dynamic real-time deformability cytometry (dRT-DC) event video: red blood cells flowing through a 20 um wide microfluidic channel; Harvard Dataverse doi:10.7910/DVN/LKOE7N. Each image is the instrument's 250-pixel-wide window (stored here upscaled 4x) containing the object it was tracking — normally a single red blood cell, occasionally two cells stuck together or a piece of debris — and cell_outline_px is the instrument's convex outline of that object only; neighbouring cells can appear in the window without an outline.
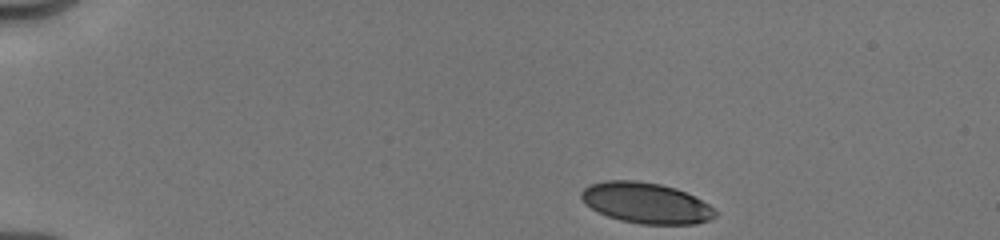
{"species": "human", "species_latin": "Homo sapiens", "temperature_condition": "cold", "stored_images_in_passage": 30, "camera_frame_rate_fps": 3000, "um_per_image_px": 0.085, "donor": {"sex": "male"}, "frame": {"image": 1, "passage_image": 1, "time_ms": 0.0, "image_size_px": [1000, 240], "cell_outline_px": [[716, 216], [708, 220], [696, 224], [640, 224], [620, 220], [608, 216], [592, 208], [580, 196], [580, 192], [588, 184], [608, 180], [636, 180], [660, 184], [676, 188], [708, 204], [716, 212]], "centroid_in_image_um": [54.9, 17.25], "position_along_channel_um": 30.1, "area_um2": 31.5}}
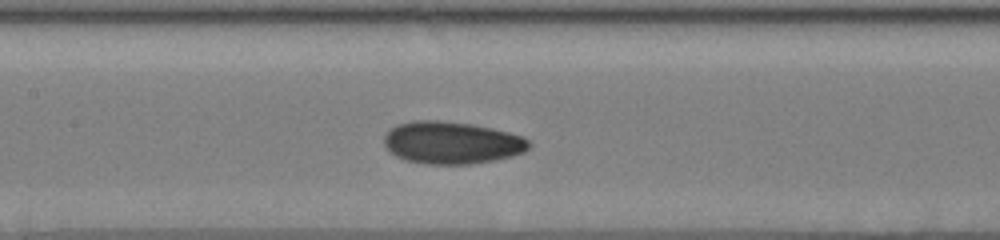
{"frame": {"image": 2, "passage_image": 13, "time_ms": 5.667, "image_size_px": [1000, 240], "cell_outline_px": [[532, 144], [524, 152], [512, 156], [492, 160], [468, 164], [424, 164], [404, 160], [388, 152], [384, 144], [384, 136], [396, 124], [412, 120], [436, 120], [472, 124], [492, 128], [524, 136], [532, 140]], "centroid_in_image_um": [38.4, 12.13], "position_along_channel_um": 169.0, "area_um2": 36.07}}
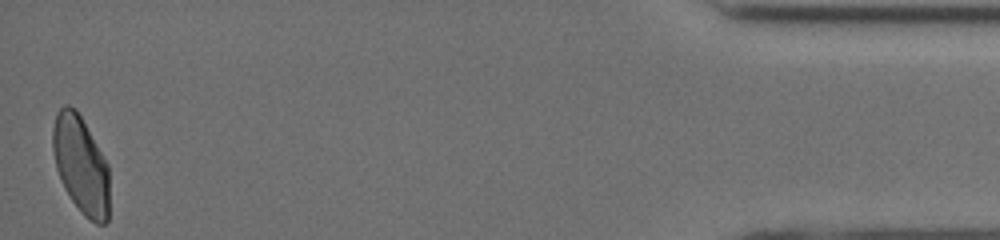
{"frame": {"image": 3, "passage_image": 30, "time_ms": 14.0, "image_size_px": [1000, 240], "cell_outline_px": [[108, 220], [104, 224], [96, 224], [84, 216], [72, 200], [64, 188], [56, 168], [52, 148], [52, 128], [56, 112], [64, 104], [68, 104], [76, 108], [108, 164]], "centroid_in_image_um": [6.85, 13.99], "position_along_channel_um": 428.3, "area_um2": 32.25}, "authors_computed_cell_mechanics": {"area_um2": 33.0038, "velocity_mm_per_s": 4.0116, "shape_relaxation_time_tau1_ms": 6.0861, "shape_relaxation_time_tau2_ms": 1.2824, "deformation_change_tau1": 0.1347, "deformation_change_tau2": 0.0447}}